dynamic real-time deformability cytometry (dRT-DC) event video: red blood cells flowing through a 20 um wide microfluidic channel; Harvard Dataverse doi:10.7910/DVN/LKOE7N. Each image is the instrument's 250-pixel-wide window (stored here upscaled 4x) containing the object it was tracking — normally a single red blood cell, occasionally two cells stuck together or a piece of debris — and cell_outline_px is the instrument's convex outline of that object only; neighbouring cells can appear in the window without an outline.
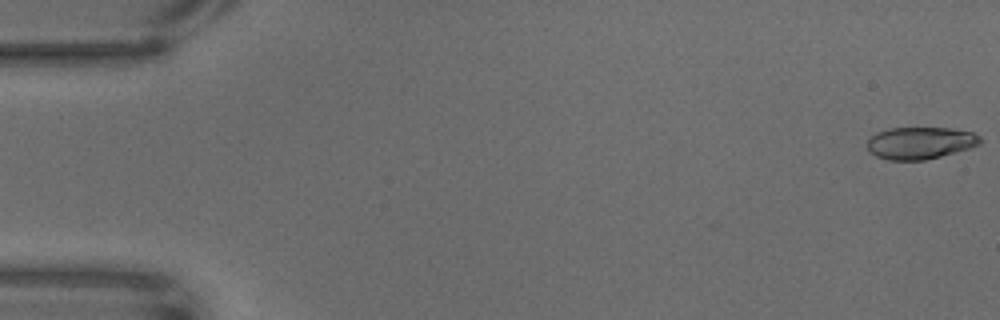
{"species": "common noctule bat (a hibernating species)", "species_latin": "Nyctalus noctula", "temperature_condition": "warm", "stored_images_in_passage": 66, "camera_frame_rate_fps": 3000, "um_per_image_px": 0.085, "animal": {"sex": "male", "body_mass_g": 18.8}, "frame": {"image": 1, "passage_image": 1, "time_ms": 0.0, "image_size_px": [1000, 320], "cell_outline_px": [[984, 140], [980, 144], [968, 148], [940, 156], [924, 160], [888, 160], [876, 156], [868, 148], [868, 140], [876, 132], [888, 128], [948, 128], [972, 132], [980, 136]], "centroid_in_image_um": [78.23, 12.14], "position_along_channel_um": 6.8, "area_um2": 20.98}}
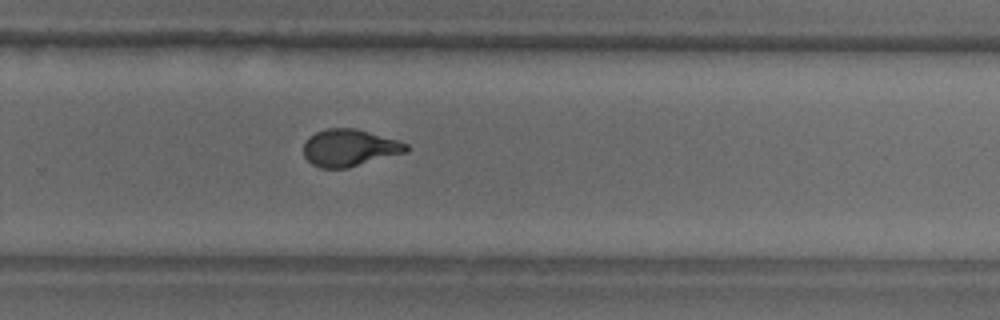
{"frame": {"image": 2, "passage_image": 44, "time_ms": 14.333, "image_size_px": [1000, 320], "cell_outline_px": [[408, 152], [348, 168], [320, 168], [312, 164], [304, 156], [304, 140], [308, 136], [316, 132], [328, 128], [356, 128], [396, 140], [408, 144]], "centroid_in_image_um": [29.69, 12.57], "position_along_channel_um": 300.1, "area_um2": 22.25}}
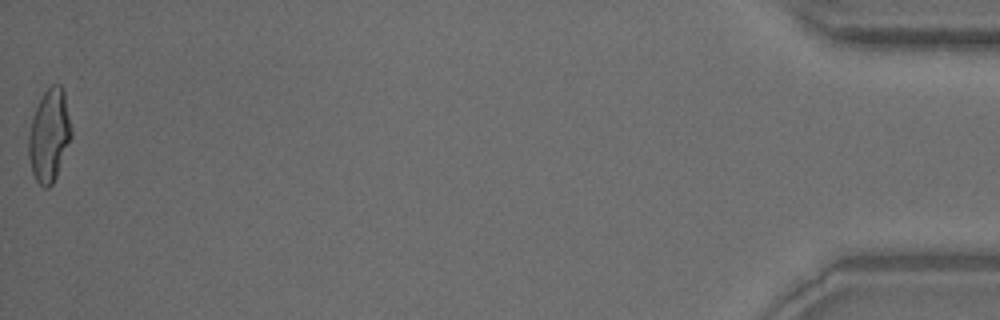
{"frame": {"image": 3, "passage_image": 66, "time_ms": 21.667, "image_size_px": [1000, 320], "cell_outline_px": [[72, 136], [56, 176], [52, 184], [48, 188], [44, 188], [36, 180], [32, 172], [28, 156], [28, 132], [36, 108], [44, 92], [52, 84], [60, 84], [64, 92], [72, 128]], "centroid_in_image_um": [4.18, 11.52], "position_along_channel_um": 431.0, "area_um2": 22.95}}